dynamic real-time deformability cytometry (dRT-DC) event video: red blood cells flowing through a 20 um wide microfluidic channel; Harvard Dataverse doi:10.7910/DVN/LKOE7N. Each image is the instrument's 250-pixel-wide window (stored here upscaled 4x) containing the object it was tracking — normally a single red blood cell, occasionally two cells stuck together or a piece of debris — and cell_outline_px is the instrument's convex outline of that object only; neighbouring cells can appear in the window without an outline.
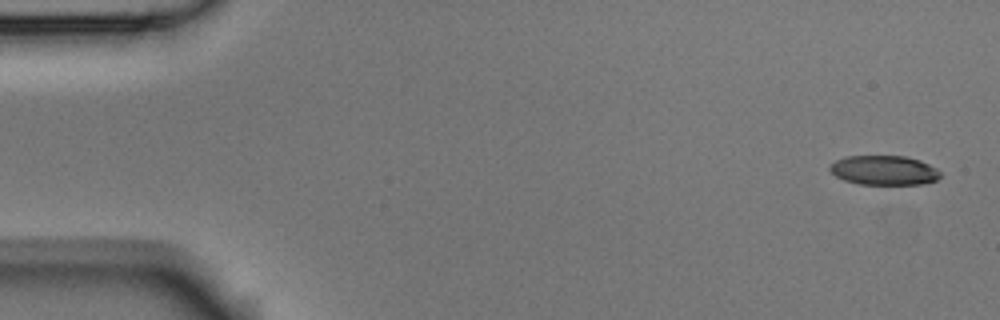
{"species": "Egyptian fruit bat (a non-hibernating species)", "species_latin": "Rousettus aegyptiacus", "temperature_condition": "room temperature", "stored_images_in_passage": 5, "segment_of_instrument_passage": [1, 2], "camera_frame_rate_fps": 3000, "um_per_image_px": 0.085, "animal": {"sex": "male"}, "frame": {"image": 1, "passage_image": 1, "time_ms": 0.0, "image_size_px": [1000, 320], "cell_outline_px": [[940, 176], [936, 180], [924, 184], [860, 184], [844, 180], [836, 176], [828, 168], [836, 160], [848, 156], [904, 156], [920, 160], [936, 168], [940, 172]], "centroid_in_image_um": [75.15, 14.47], "position_along_channel_um": 9.8, "area_um2": 18.84}}
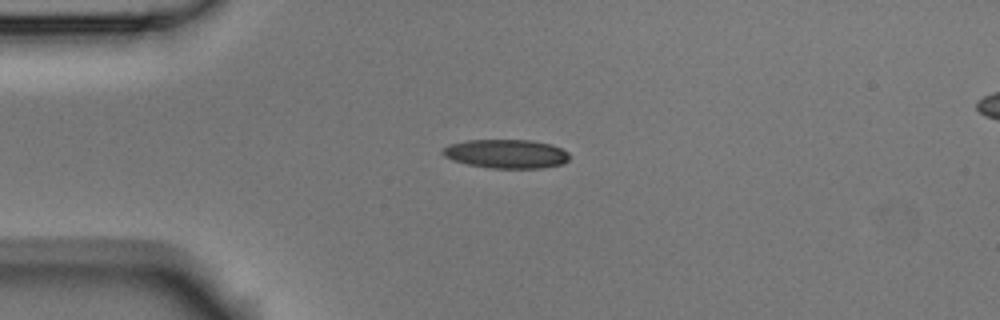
{"frame": {"image": 2, "passage_image": 4, "time_ms": 1.0, "image_size_px": [1000, 320], "cell_outline_px": [[568, 160], [564, 164], [544, 168], [488, 168], [468, 164], [452, 160], [444, 156], [440, 152], [448, 144], [468, 140], [532, 140], [552, 144], [568, 152]], "centroid_in_image_um": [43.03, 13.07], "position_along_channel_um": 42.0, "area_um2": 21.5}}